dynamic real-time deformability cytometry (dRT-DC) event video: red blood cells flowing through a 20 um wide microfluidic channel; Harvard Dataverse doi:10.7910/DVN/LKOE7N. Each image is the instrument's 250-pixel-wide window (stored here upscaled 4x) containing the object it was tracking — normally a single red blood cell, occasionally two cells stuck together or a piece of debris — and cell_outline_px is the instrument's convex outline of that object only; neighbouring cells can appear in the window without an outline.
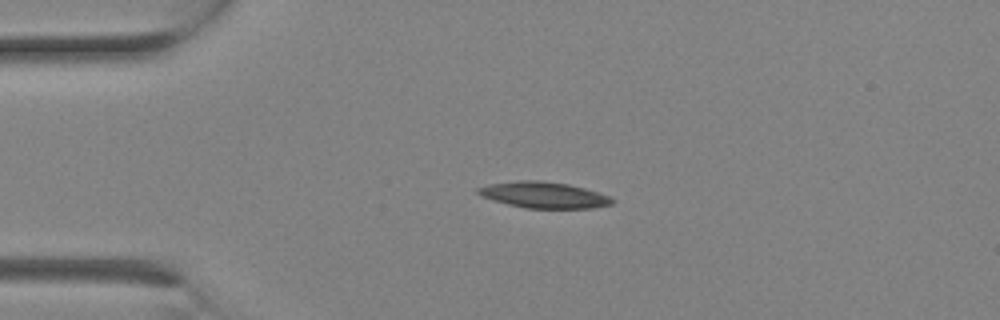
{"species": "Egyptian fruit bat (a non-hibernating species)", "species_latin": "Rousettus aegyptiacus", "temperature_condition": "room temperature", "stored_images_in_passage": 1, "camera_frame_rate_fps": 3000, "um_per_image_px": 0.085, "animal": {"sex": "female"}, "frame": {"image": 1, "passage_image": 1, "time_ms": 0.0, "image_size_px": [1000, 320], "cell_outline_px": [[616, 200], [612, 204], [592, 208], [524, 208], [492, 200], [476, 192], [476, 188], [488, 184], [520, 180], [544, 180], [568, 184], [584, 188], [608, 196]], "centroid_in_image_um": [46.21, 16.56], "position_along_channel_um": 38.8, "area_um2": 20.4}}